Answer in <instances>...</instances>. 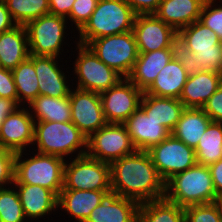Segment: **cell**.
I'll return each mask as SVG.
<instances>
[{"mask_svg":"<svg viewBox=\"0 0 222 222\" xmlns=\"http://www.w3.org/2000/svg\"><path fill=\"white\" fill-rule=\"evenodd\" d=\"M30 56L25 26L17 25L0 34L1 67L13 70Z\"/></svg>","mask_w":222,"mask_h":222,"instance_id":"26","label":"cell"},{"mask_svg":"<svg viewBox=\"0 0 222 222\" xmlns=\"http://www.w3.org/2000/svg\"><path fill=\"white\" fill-rule=\"evenodd\" d=\"M33 145L31 149L37 153L68 160L86 155L87 137L72 121H35Z\"/></svg>","mask_w":222,"mask_h":222,"instance_id":"3","label":"cell"},{"mask_svg":"<svg viewBox=\"0 0 222 222\" xmlns=\"http://www.w3.org/2000/svg\"><path fill=\"white\" fill-rule=\"evenodd\" d=\"M112 194L139 204L165 197V182L147 151L135 150L110 163Z\"/></svg>","mask_w":222,"mask_h":222,"instance_id":"1","label":"cell"},{"mask_svg":"<svg viewBox=\"0 0 222 222\" xmlns=\"http://www.w3.org/2000/svg\"><path fill=\"white\" fill-rule=\"evenodd\" d=\"M16 153L0 146V190L13 185Z\"/></svg>","mask_w":222,"mask_h":222,"instance_id":"38","label":"cell"},{"mask_svg":"<svg viewBox=\"0 0 222 222\" xmlns=\"http://www.w3.org/2000/svg\"><path fill=\"white\" fill-rule=\"evenodd\" d=\"M0 222H28L13 185L0 190Z\"/></svg>","mask_w":222,"mask_h":222,"instance_id":"34","label":"cell"},{"mask_svg":"<svg viewBox=\"0 0 222 222\" xmlns=\"http://www.w3.org/2000/svg\"><path fill=\"white\" fill-rule=\"evenodd\" d=\"M178 51L187 58L191 70L222 74V41L199 20L178 31Z\"/></svg>","mask_w":222,"mask_h":222,"instance_id":"2","label":"cell"},{"mask_svg":"<svg viewBox=\"0 0 222 222\" xmlns=\"http://www.w3.org/2000/svg\"><path fill=\"white\" fill-rule=\"evenodd\" d=\"M202 109L212 122L222 123V84L218 90L206 101Z\"/></svg>","mask_w":222,"mask_h":222,"instance_id":"39","label":"cell"},{"mask_svg":"<svg viewBox=\"0 0 222 222\" xmlns=\"http://www.w3.org/2000/svg\"><path fill=\"white\" fill-rule=\"evenodd\" d=\"M9 13L17 25L50 13L49 0H4Z\"/></svg>","mask_w":222,"mask_h":222,"instance_id":"33","label":"cell"},{"mask_svg":"<svg viewBox=\"0 0 222 222\" xmlns=\"http://www.w3.org/2000/svg\"><path fill=\"white\" fill-rule=\"evenodd\" d=\"M133 33L139 53L178 48V32L154 14L136 15Z\"/></svg>","mask_w":222,"mask_h":222,"instance_id":"14","label":"cell"},{"mask_svg":"<svg viewBox=\"0 0 222 222\" xmlns=\"http://www.w3.org/2000/svg\"><path fill=\"white\" fill-rule=\"evenodd\" d=\"M140 107L148 116H151L170 132L175 128L181 113L185 108L179 99L156 97L144 92L141 98Z\"/></svg>","mask_w":222,"mask_h":222,"instance_id":"27","label":"cell"},{"mask_svg":"<svg viewBox=\"0 0 222 222\" xmlns=\"http://www.w3.org/2000/svg\"><path fill=\"white\" fill-rule=\"evenodd\" d=\"M21 106L14 99L0 97V128L10 114H13Z\"/></svg>","mask_w":222,"mask_h":222,"instance_id":"44","label":"cell"},{"mask_svg":"<svg viewBox=\"0 0 222 222\" xmlns=\"http://www.w3.org/2000/svg\"><path fill=\"white\" fill-rule=\"evenodd\" d=\"M178 52V48H165L148 53H139L127 78L144 92L153 83L163 67Z\"/></svg>","mask_w":222,"mask_h":222,"instance_id":"23","label":"cell"},{"mask_svg":"<svg viewBox=\"0 0 222 222\" xmlns=\"http://www.w3.org/2000/svg\"><path fill=\"white\" fill-rule=\"evenodd\" d=\"M15 26L17 24L9 13L5 2H0V34L11 30Z\"/></svg>","mask_w":222,"mask_h":222,"instance_id":"45","label":"cell"},{"mask_svg":"<svg viewBox=\"0 0 222 222\" xmlns=\"http://www.w3.org/2000/svg\"><path fill=\"white\" fill-rule=\"evenodd\" d=\"M71 121L88 138L108 122L104 116L100 93L71 89Z\"/></svg>","mask_w":222,"mask_h":222,"instance_id":"15","label":"cell"},{"mask_svg":"<svg viewBox=\"0 0 222 222\" xmlns=\"http://www.w3.org/2000/svg\"><path fill=\"white\" fill-rule=\"evenodd\" d=\"M87 46L107 66L127 77L139 55L133 31L91 40Z\"/></svg>","mask_w":222,"mask_h":222,"instance_id":"10","label":"cell"},{"mask_svg":"<svg viewBox=\"0 0 222 222\" xmlns=\"http://www.w3.org/2000/svg\"><path fill=\"white\" fill-rule=\"evenodd\" d=\"M68 160L64 165L63 189L112 191L110 163L87 155Z\"/></svg>","mask_w":222,"mask_h":222,"instance_id":"9","label":"cell"},{"mask_svg":"<svg viewBox=\"0 0 222 222\" xmlns=\"http://www.w3.org/2000/svg\"><path fill=\"white\" fill-rule=\"evenodd\" d=\"M136 150L148 151L165 140L171 132L139 107L124 123Z\"/></svg>","mask_w":222,"mask_h":222,"instance_id":"19","label":"cell"},{"mask_svg":"<svg viewBox=\"0 0 222 222\" xmlns=\"http://www.w3.org/2000/svg\"><path fill=\"white\" fill-rule=\"evenodd\" d=\"M12 74L18 94V104L27 106L40 95L34 68V55H30L27 60L14 68Z\"/></svg>","mask_w":222,"mask_h":222,"instance_id":"31","label":"cell"},{"mask_svg":"<svg viewBox=\"0 0 222 222\" xmlns=\"http://www.w3.org/2000/svg\"><path fill=\"white\" fill-rule=\"evenodd\" d=\"M211 122L202 108H184L171 134L188 147L195 149Z\"/></svg>","mask_w":222,"mask_h":222,"instance_id":"28","label":"cell"},{"mask_svg":"<svg viewBox=\"0 0 222 222\" xmlns=\"http://www.w3.org/2000/svg\"><path fill=\"white\" fill-rule=\"evenodd\" d=\"M143 91L127 77L100 93L102 109L108 123L123 124L139 107Z\"/></svg>","mask_w":222,"mask_h":222,"instance_id":"13","label":"cell"},{"mask_svg":"<svg viewBox=\"0 0 222 222\" xmlns=\"http://www.w3.org/2000/svg\"><path fill=\"white\" fill-rule=\"evenodd\" d=\"M208 167L213 180L216 196H222V159Z\"/></svg>","mask_w":222,"mask_h":222,"instance_id":"43","label":"cell"},{"mask_svg":"<svg viewBox=\"0 0 222 222\" xmlns=\"http://www.w3.org/2000/svg\"><path fill=\"white\" fill-rule=\"evenodd\" d=\"M197 164L209 166L222 159V123L211 122L195 148Z\"/></svg>","mask_w":222,"mask_h":222,"instance_id":"32","label":"cell"},{"mask_svg":"<svg viewBox=\"0 0 222 222\" xmlns=\"http://www.w3.org/2000/svg\"><path fill=\"white\" fill-rule=\"evenodd\" d=\"M75 0H49L50 14L67 18Z\"/></svg>","mask_w":222,"mask_h":222,"instance_id":"42","label":"cell"},{"mask_svg":"<svg viewBox=\"0 0 222 222\" xmlns=\"http://www.w3.org/2000/svg\"><path fill=\"white\" fill-rule=\"evenodd\" d=\"M68 24L67 18L50 13L28 22L25 29L30 55L63 57V46L68 45L66 37L70 34Z\"/></svg>","mask_w":222,"mask_h":222,"instance_id":"8","label":"cell"},{"mask_svg":"<svg viewBox=\"0 0 222 222\" xmlns=\"http://www.w3.org/2000/svg\"><path fill=\"white\" fill-rule=\"evenodd\" d=\"M73 38H75L73 42L76 44L74 46L77 52L71 51L76 53V55L71 53V56H76V59L72 61L73 67L70 68L73 70L72 75L75 76L70 79L72 85H76L74 88L101 93L124 78L115 69L103 63L87 45L76 43V37Z\"/></svg>","mask_w":222,"mask_h":222,"instance_id":"7","label":"cell"},{"mask_svg":"<svg viewBox=\"0 0 222 222\" xmlns=\"http://www.w3.org/2000/svg\"><path fill=\"white\" fill-rule=\"evenodd\" d=\"M184 211L185 222H221L214 202L188 206L184 208Z\"/></svg>","mask_w":222,"mask_h":222,"instance_id":"37","label":"cell"},{"mask_svg":"<svg viewBox=\"0 0 222 222\" xmlns=\"http://www.w3.org/2000/svg\"><path fill=\"white\" fill-rule=\"evenodd\" d=\"M206 0H162L154 15L177 32L198 21Z\"/></svg>","mask_w":222,"mask_h":222,"instance_id":"25","label":"cell"},{"mask_svg":"<svg viewBox=\"0 0 222 222\" xmlns=\"http://www.w3.org/2000/svg\"><path fill=\"white\" fill-rule=\"evenodd\" d=\"M124 124L107 123L87 138L86 155L111 163L135 151Z\"/></svg>","mask_w":222,"mask_h":222,"instance_id":"11","label":"cell"},{"mask_svg":"<svg viewBox=\"0 0 222 222\" xmlns=\"http://www.w3.org/2000/svg\"><path fill=\"white\" fill-rule=\"evenodd\" d=\"M147 152L165 183L174 175L197 164L195 149L188 147L172 134Z\"/></svg>","mask_w":222,"mask_h":222,"instance_id":"12","label":"cell"},{"mask_svg":"<svg viewBox=\"0 0 222 222\" xmlns=\"http://www.w3.org/2000/svg\"><path fill=\"white\" fill-rule=\"evenodd\" d=\"M140 204L115 194L107 195L85 222H138Z\"/></svg>","mask_w":222,"mask_h":222,"instance_id":"24","label":"cell"},{"mask_svg":"<svg viewBox=\"0 0 222 222\" xmlns=\"http://www.w3.org/2000/svg\"><path fill=\"white\" fill-rule=\"evenodd\" d=\"M136 14L125 0H99L90 19L78 31L76 43L133 31Z\"/></svg>","mask_w":222,"mask_h":222,"instance_id":"4","label":"cell"},{"mask_svg":"<svg viewBox=\"0 0 222 222\" xmlns=\"http://www.w3.org/2000/svg\"><path fill=\"white\" fill-rule=\"evenodd\" d=\"M138 222H185V211L183 207L164 197L141 203Z\"/></svg>","mask_w":222,"mask_h":222,"instance_id":"30","label":"cell"},{"mask_svg":"<svg viewBox=\"0 0 222 222\" xmlns=\"http://www.w3.org/2000/svg\"><path fill=\"white\" fill-rule=\"evenodd\" d=\"M31 152L29 154L26 150L16 153L13 184L39 185L59 196L64 186L66 160L54 155L34 153L33 150Z\"/></svg>","mask_w":222,"mask_h":222,"instance_id":"5","label":"cell"},{"mask_svg":"<svg viewBox=\"0 0 222 222\" xmlns=\"http://www.w3.org/2000/svg\"><path fill=\"white\" fill-rule=\"evenodd\" d=\"M0 97L14 99L18 103V94L11 70L0 67Z\"/></svg>","mask_w":222,"mask_h":222,"instance_id":"40","label":"cell"},{"mask_svg":"<svg viewBox=\"0 0 222 222\" xmlns=\"http://www.w3.org/2000/svg\"><path fill=\"white\" fill-rule=\"evenodd\" d=\"M222 84V74L208 70H191L179 100L185 108H202Z\"/></svg>","mask_w":222,"mask_h":222,"instance_id":"21","label":"cell"},{"mask_svg":"<svg viewBox=\"0 0 222 222\" xmlns=\"http://www.w3.org/2000/svg\"><path fill=\"white\" fill-rule=\"evenodd\" d=\"M216 1L217 0L205 1L199 21L214 31L222 41V0H219V2Z\"/></svg>","mask_w":222,"mask_h":222,"instance_id":"35","label":"cell"},{"mask_svg":"<svg viewBox=\"0 0 222 222\" xmlns=\"http://www.w3.org/2000/svg\"><path fill=\"white\" fill-rule=\"evenodd\" d=\"M208 166H195L171 177L165 183V198L180 207L213 203L216 198Z\"/></svg>","mask_w":222,"mask_h":222,"instance_id":"6","label":"cell"},{"mask_svg":"<svg viewBox=\"0 0 222 222\" xmlns=\"http://www.w3.org/2000/svg\"><path fill=\"white\" fill-rule=\"evenodd\" d=\"M214 204L216 205L218 209L220 220L222 222V196H217L214 200Z\"/></svg>","mask_w":222,"mask_h":222,"instance_id":"46","label":"cell"},{"mask_svg":"<svg viewBox=\"0 0 222 222\" xmlns=\"http://www.w3.org/2000/svg\"><path fill=\"white\" fill-rule=\"evenodd\" d=\"M98 1L99 0H75L71 12L67 17L69 25H71V29L74 31V34L77 33L75 31H79L90 19V16L95 10ZM73 25L75 26L72 27Z\"/></svg>","mask_w":222,"mask_h":222,"instance_id":"36","label":"cell"},{"mask_svg":"<svg viewBox=\"0 0 222 222\" xmlns=\"http://www.w3.org/2000/svg\"><path fill=\"white\" fill-rule=\"evenodd\" d=\"M34 118L27 106L6 117L0 128V146L14 153L29 151L34 141ZM27 148V149H26ZM28 148H30L28 150Z\"/></svg>","mask_w":222,"mask_h":222,"instance_id":"16","label":"cell"},{"mask_svg":"<svg viewBox=\"0 0 222 222\" xmlns=\"http://www.w3.org/2000/svg\"><path fill=\"white\" fill-rule=\"evenodd\" d=\"M112 191L96 190H71L62 189L58 196V210L60 209L68 217L76 222H85L90 213Z\"/></svg>","mask_w":222,"mask_h":222,"instance_id":"22","label":"cell"},{"mask_svg":"<svg viewBox=\"0 0 222 222\" xmlns=\"http://www.w3.org/2000/svg\"><path fill=\"white\" fill-rule=\"evenodd\" d=\"M190 71L187 58L178 52L158 73L144 93L179 99Z\"/></svg>","mask_w":222,"mask_h":222,"instance_id":"18","label":"cell"},{"mask_svg":"<svg viewBox=\"0 0 222 222\" xmlns=\"http://www.w3.org/2000/svg\"><path fill=\"white\" fill-rule=\"evenodd\" d=\"M62 59L53 56L34 55V68L38 79L40 95L54 98L69 96L71 89L74 87L69 82L72 74L67 77L66 72H69L68 70L64 71V65H61Z\"/></svg>","mask_w":222,"mask_h":222,"instance_id":"17","label":"cell"},{"mask_svg":"<svg viewBox=\"0 0 222 222\" xmlns=\"http://www.w3.org/2000/svg\"><path fill=\"white\" fill-rule=\"evenodd\" d=\"M34 121L70 122V97L54 98L39 95L27 105Z\"/></svg>","mask_w":222,"mask_h":222,"instance_id":"29","label":"cell"},{"mask_svg":"<svg viewBox=\"0 0 222 222\" xmlns=\"http://www.w3.org/2000/svg\"><path fill=\"white\" fill-rule=\"evenodd\" d=\"M136 15L154 14L162 0H125Z\"/></svg>","mask_w":222,"mask_h":222,"instance_id":"41","label":"cell"},{"mask_svg":"<svg viewBox=\"0 0 222 222\" xmlns=\"http://www.w3.org/2000/svg\"><path fill=\"white\" fill-rule=\"evenodd\" d=\"M13 186L18 192L23 212L28 222H33L41 218L45 221V216L49 220L47 216L52 213L56 215V211L58 210V196L52 190L30 184H13Z\"/></svg>","mask_w":222,"mask_h":222,"instance_id":"20","label":"cell"}]
</instances>
